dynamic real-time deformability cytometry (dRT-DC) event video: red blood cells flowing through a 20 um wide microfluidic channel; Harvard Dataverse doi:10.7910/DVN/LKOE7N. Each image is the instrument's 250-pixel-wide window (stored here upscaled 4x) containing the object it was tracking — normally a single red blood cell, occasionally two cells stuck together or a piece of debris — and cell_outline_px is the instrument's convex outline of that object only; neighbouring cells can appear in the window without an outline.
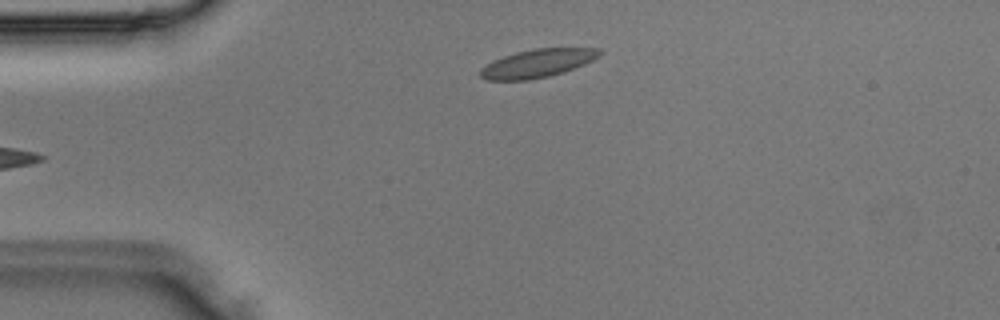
{"species": "Egyptian fruit bat (a non-hibernating species)", "species_latin": "Rousettus aegyptiacus", "temperature_condition": "room temperature", "stored_images_in_passage": 4, "camera_frame_rate_fps": 3000, "um_per_image_px": 0.085, "animal": {"sex": "male"}, "frame": {"image": 1, "passage_image": 4, "time_ms": 1.0, "image_size_px": [1000, 320], "cell_outline_px": [[604, 52], [600, 56], [584, 64], [564, 72], [548, 76], [528, 80], [484, 80], [480, 76], [480, 68], [492, 60], [516, 52], [536, 48], [600, 48]], "centroid_in_image_um": [45.68, 5.38], "position_along_channel_um": 39.3, "area_um2": 19.71}}